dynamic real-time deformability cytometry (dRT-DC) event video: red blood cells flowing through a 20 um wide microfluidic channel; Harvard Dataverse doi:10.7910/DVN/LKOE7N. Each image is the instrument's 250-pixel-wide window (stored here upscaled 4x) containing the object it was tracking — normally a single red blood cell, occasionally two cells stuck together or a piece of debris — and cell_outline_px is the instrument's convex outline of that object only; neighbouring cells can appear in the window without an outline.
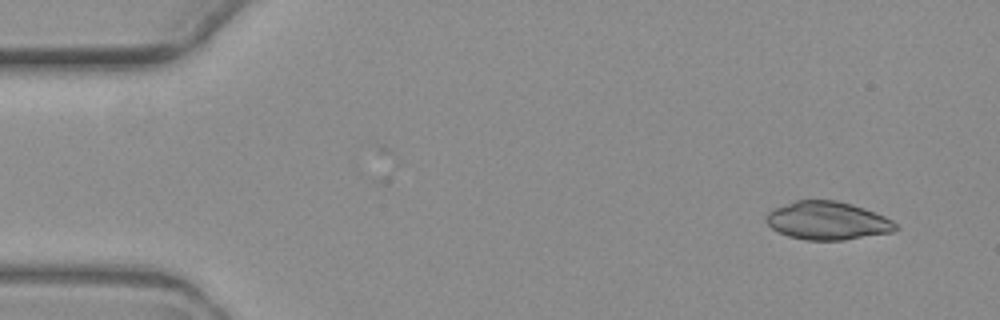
{"species": "common noctule bat (a hibernating species)", "species_latin": "Nyctalus noctula", "temperature_condition": "warm", "stored_images_in_passage": 4, "camera_frame_rate_fps": 3000, "um_per_image_px": 0.085, "animal": {"sex": "female", "body_mass_g": 19.3, "forearm_length_mm": 54.1}, "frame": {"image": 1, "passage_image": 1, "time_ms": 0.0, "image_size_px": [1000, 320], "cell_outline_px": [[900, 228], [892, 232], [844, 240], [804, 240], [788, 236], [772, 228], [764, 220], [768, 212], [772, 208], [796, 200], [836, 200], [852, 204], [864, 208], [884, 216], [892, 220]], "centroid_in_image_um": [70.32, 18.76], "position_along_channel_um": 14.7, "area_um2": 28.9}}